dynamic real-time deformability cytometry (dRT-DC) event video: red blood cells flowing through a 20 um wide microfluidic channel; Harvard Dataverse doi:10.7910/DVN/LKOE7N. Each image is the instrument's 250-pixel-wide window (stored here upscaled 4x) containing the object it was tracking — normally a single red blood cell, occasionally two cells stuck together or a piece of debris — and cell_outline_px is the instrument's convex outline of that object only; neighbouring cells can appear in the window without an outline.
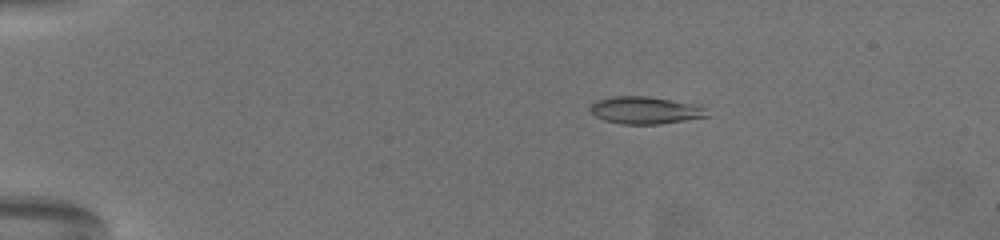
{"species": "common noctule bat (a hibernating species)", "species_latin": "Nyctalus noctula", "temperature_condition": "warm", "stored_images_in_passage": 63, "camera_frame_rate_fps": 3000, "um_per_image_px": 0.085, "animal": {"sex": "female", "body_mass_g": 19.5, "forearm_length_mm": 54.1}, "frame": {"image": 1, "passage_image": 13, "time_ms": 4.0, "image_size_px": [1000, 240], "cell_outline_px": [[708, 116], [660, 124], [620, 124], [604, 120], [596, 116], [588, 108], [596, 100], [612, 96], [644, 96], [668, 100], [688, 104], [704, 108]], "centroid_in_image_um": [54.74, 9.38], "position_along_channel_um": 30.3, "area_um2": 18.09}}
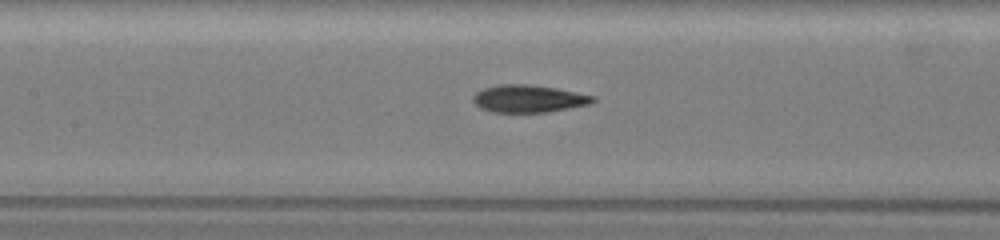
{"frame": {"image": 2, "passage_image": 32, "time_ms": 10.333, "image_size_px": [1000, 240], "cell_outline_px": [[596, 100], [588, 104], [548, 112], [492, 112], [480, 108], [472, 100], [472, 96], [476, 92], [484, 88], [500, 84], [528, 84], [556, 88], [596, 96]], "centroid_in_image_um": [44.91, 8.38], "position_along_channel_um": 162.5, "area_um2": 19.13}}
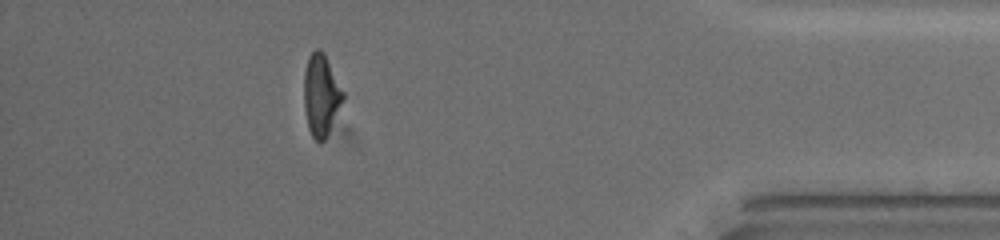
{"frame": {"image": 3, "passage_image": 57, "time_ms": 18.667, "image_size_px": [1000, 240], "cell_outline_px": [[344, 96], [328, 132], [324, 140], [320, 144], [312, 136], [308, 128], [304, 108], [304, 72], [308, 56], [316, 48], [320, 48], [324, 52], [344, 92]], "centroid_in_image_um": [27.27, 8.04], "position_along_channel_um": 407.9, "area_um2": 18.44}, "authors_computed_cell_mechanics": {"area_um2": 18.7272, "velocity_mm_per_s": 3.4172, "shape_relaxation_time_tau1_ms": 8.8111, "shape_relaxation_time_tau2_ms": 1.9307, "deformation_change_tau1": 0.2772, "deformation_change_tau2": 0.0965}}